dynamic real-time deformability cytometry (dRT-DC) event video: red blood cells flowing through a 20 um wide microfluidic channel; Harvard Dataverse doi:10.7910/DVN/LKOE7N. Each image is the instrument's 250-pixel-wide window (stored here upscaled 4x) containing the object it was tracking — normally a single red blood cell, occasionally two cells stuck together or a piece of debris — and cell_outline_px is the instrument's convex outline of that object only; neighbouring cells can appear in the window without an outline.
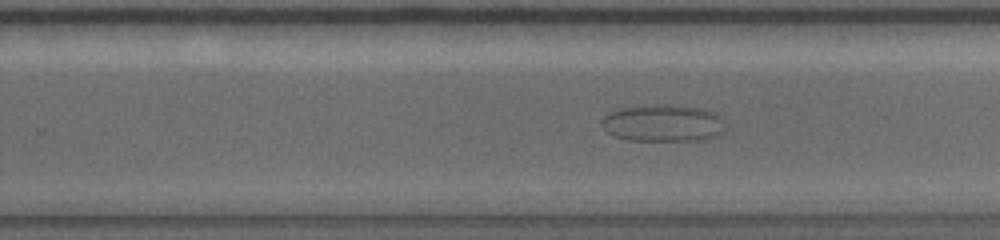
{"species": "common noctule bat (a hibernating species)", "species_latin": "Nyctalus noctula", "temperature_condition": "warm", "stored_images_in_passage": 38, "camera_frame_rate_fps": 5000, "um_per_image_px": 0.085, "animal": {"sex": "female", "body_mass_g": 19.0, "forearm_length_mm": 56.7}, "frame": {"image": 1, "passage_image": 22, "time_ms": 8.4, "image_size_px": [1000, 240], "cell_outline_px": [[724, 132], [716, 136], [696, 140], [628, 140], [612, 136], [604, 128], [600, 120], [608, 112], [620, 108], [664, 104], [672, 104], [700, 108], [712, 112], [720, 116], [724, 128]], "centroid_in_image_um": [56.32, 10.46], "position_along_channel_um": 273.5, "area_um2": 26.59}}
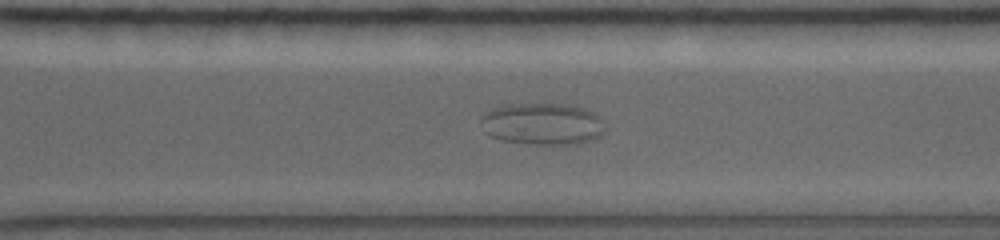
{"frame": {"image": 2, "passage_image": 26, "time_ms": 10.0, "image_size_px": [1000, 240], "cell_outline_px": [[608, 132], [596, 140], [568, 144], [536, 144], [504, 140], [492, 136], [484, 132], [480, 120], [480, 116], [492, 108], [512, 104], [568, 104], [584, 108], [600, 116]], "centroid_in_image_um": [46.17, 10.53], "position_along_channel_um": 324.4, "area_um2": 30.52}}